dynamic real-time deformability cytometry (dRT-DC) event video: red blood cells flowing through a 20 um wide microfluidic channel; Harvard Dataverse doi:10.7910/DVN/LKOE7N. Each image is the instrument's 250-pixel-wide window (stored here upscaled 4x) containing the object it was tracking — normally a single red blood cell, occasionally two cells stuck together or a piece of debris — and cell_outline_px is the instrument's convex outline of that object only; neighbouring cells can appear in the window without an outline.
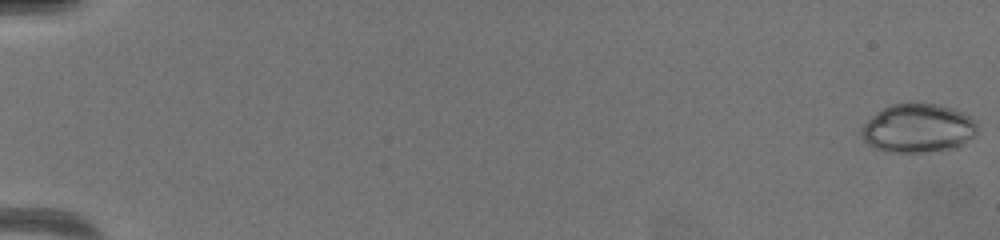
{"species": "common noctule bat (a hibernating species)", "species_latin": "Nyctalus noctula", "temperature_condition": "warm", "stored_images_in_passage": 25, "camera_frame_rate_fps": 3000, "um_per_image_px": 0.085, "animal": {"sex": "female", "body_mass_g": 19.5, "forearm_length_mm": 54.1}, "frame": {"image": 1, "passage_image": 1, "time_ms": 0.0, "image_size_px": [1000, 240], "cell_outline_px": [[976, 136], [956, 148], [924, 152], [888, 152], [876, 148], [868, 144], [864, 140], [860, 132], [864, 124], [872, 116], [884, 108], [892, 104], [940, 104], [964, 112], [976, 120]], "centroid_in_image_um": [78.07, 10.91], "position_along_channel_um": 6.9, "area_um2": 32.89}}